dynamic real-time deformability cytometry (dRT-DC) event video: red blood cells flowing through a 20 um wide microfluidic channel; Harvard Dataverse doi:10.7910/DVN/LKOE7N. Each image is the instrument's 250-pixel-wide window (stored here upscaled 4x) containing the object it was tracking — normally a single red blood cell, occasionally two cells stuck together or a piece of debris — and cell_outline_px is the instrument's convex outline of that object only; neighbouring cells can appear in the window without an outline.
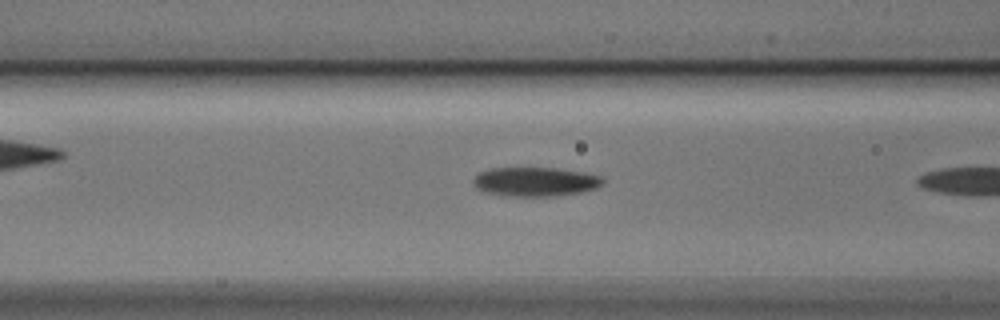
{"species": "Egyptian fruit bat (a non-hibernating species)", "species_latin": "Rousettus aegyptiacus", "temperature_condition": "cold", "stored_images_in_passage": 7, "camera_frame_rate_fps": 3000, "um_per_image_px": 0.085, "animal": {"sex": "male"}, "frame": {"image": 1, "passage_image": 6, "time_ms": 1.667, "image_size_px": [1000, 320], "cell_outline_px": [[604, 184], [596, 188], [580, 192], [556, 196], [508, 196], [484, 192], [476, 188], [472, 184], [472, 180], [480, 172], [488, 168], [556, 168], [584, 172], [604, 176]], "centroid_in_image_um": [45.51, 15.44], "position_along_channel_um": 121.1, "area_um2": 22.25}}